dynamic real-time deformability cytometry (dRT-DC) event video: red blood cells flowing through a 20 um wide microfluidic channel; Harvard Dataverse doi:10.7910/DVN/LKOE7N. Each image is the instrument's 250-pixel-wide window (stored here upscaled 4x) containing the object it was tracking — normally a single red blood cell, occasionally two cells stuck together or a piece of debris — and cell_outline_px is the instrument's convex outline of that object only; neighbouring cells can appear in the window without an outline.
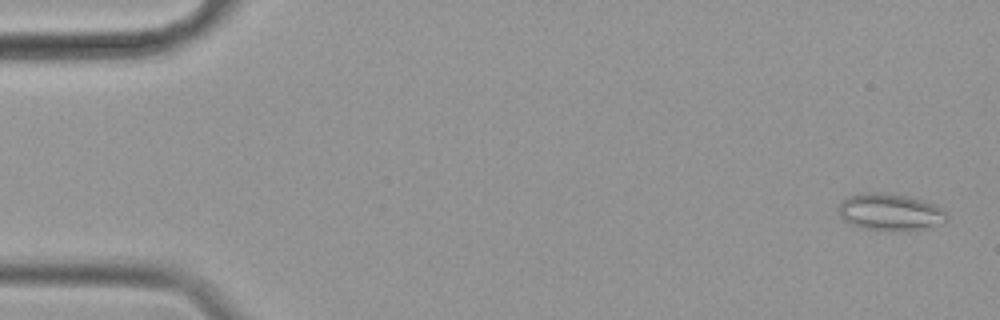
{"species": "common noctule bat (a hibernating species)", "species_latin": "Nyctalus noctula", "temperature_condition": "cold", "stored_images_in_passage": 58, "camera_frame_rate_fps": 3000, "um_per_image_px": 0.085, "animal": {"sex": "female", "body_mass_g": 19.9}, "frame": {"image": 1, "passage_image": 2, "time_ms": 0.333, "image_size_px": [1000, 320], "cell_outline_px": [[948, 220], [944, 224], [928, 228], [908, 232], [864, 228], [852, 224], [844, 220], [840, 216], [840, 204], [844, 200], [852, 196], [864, 192], [876, 192], [908, 196], [924, 200], [936, 204], [948, 212]], "centroid_in_image_um": [75.79, 18.05], "position_along_channel_um": 9.2, "area_um2": 23.58}}
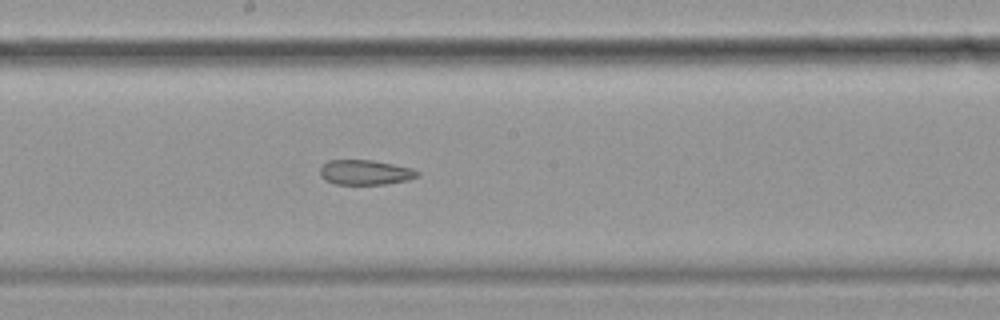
{"frame": {"image": 2, "passage_image": 31, "time_ms": 10.0, "image_size_px": [1000, 320], "cell_outline_px": [[420, 176], [408, 180], [384, 184], [336, 184], [324, 180], [320, 176], [320, 168], [328, 160], [372, 160], [412, 168], [420, 172]], "centroid_in_image_um": [31.05, 14.65], "position_along_channel_um": 217.2, "area_um2": 14.16}}
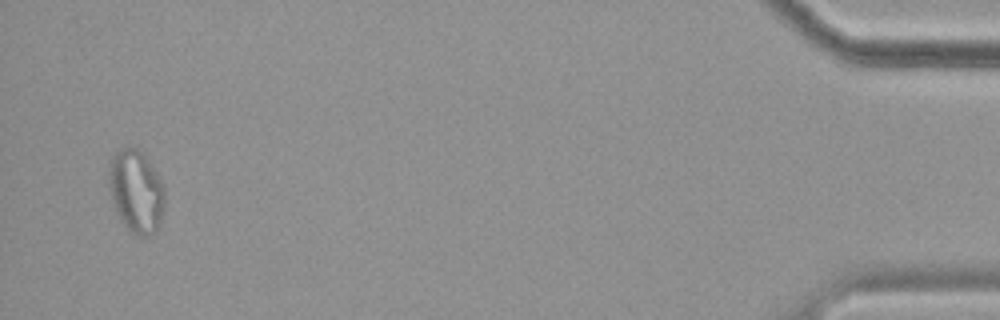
{"frame": {"image": 3, "passage_image": 56, "time_ms": 18.333, "image_size_px": [1000, 320], "cell_outline_px": [[164, 204], [160, 224], [156, 232], [152, 236], [136, 236], [120, 220], [116, 212], [112, 200], [108, 184], [108, 172], [112, 156], [116, 148], [136, 148], [144, 152], [164, 184]], "centroid_in_image_um": [11.57, 16.25], "position_along_channel_um": 423.6, "area_um2": 27.46}}